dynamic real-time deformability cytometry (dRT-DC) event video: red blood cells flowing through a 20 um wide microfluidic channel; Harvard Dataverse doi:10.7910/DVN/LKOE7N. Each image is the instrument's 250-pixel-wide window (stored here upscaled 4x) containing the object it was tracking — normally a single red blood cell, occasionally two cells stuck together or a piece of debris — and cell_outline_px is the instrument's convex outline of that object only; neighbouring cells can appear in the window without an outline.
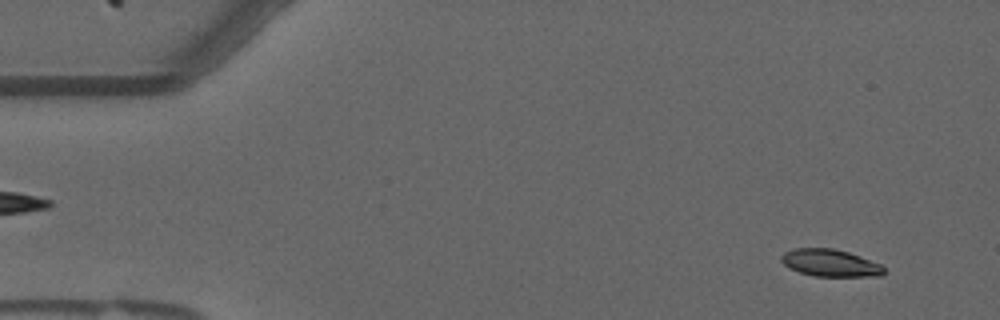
{"species": "common noctule bat (a hibernating species)", "species_latin": "Nyctalus noctula", "temperature_condition": "warm", "stored_images_in_passage": 56, "camera_frame_rate_fps": 3000, "um_per_image_px": 0.085, "animal": {"sex": "male", "forearm_length_mm": 52.5}, "frame": {"image": 1, "passage_image": 4, "time_ms": 1.0, "image_size_px": [1000, 320], "cell_outline_px": [[884, 272], [880, 276], [812, 276], [788, 268], [780, 260], [780, 256], [784, 252], [792, 248], [832, 248], [848, 252], [860, 256], [880, 264], [884, 268]], "centroid_in_image_um": [70.52, 22.34], "position_along_channel_um": 14.5, "area_um2": 16.3}}
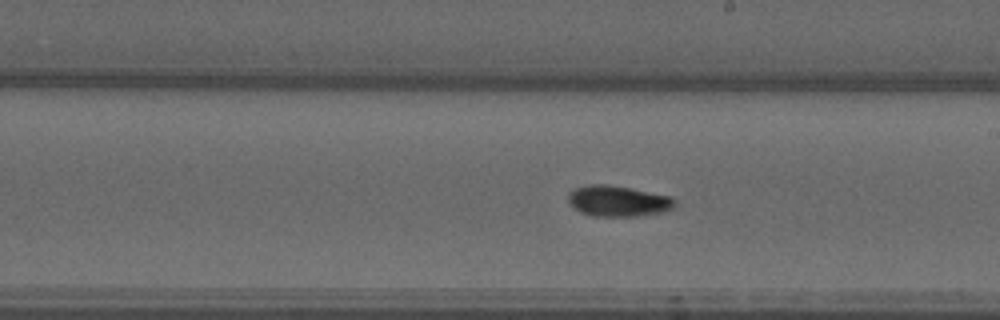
{"frame": {"image": 2, "passage_image": 31, "time_ms": 10.0, "image_size_px": [1000, 320], "cell_outline_px": [[676, 204], [672, 208], [664, 212], [644, 216], [592, 216], [580, 212], [572, 208], [568, 200], [568, 192], [576, 188], [588, 184], [608, 184], [668, 196], [676, 200]], "centroid_in_image_um": [52.5, 17.1], "position_along_channel_um": 236.5, "area_um2": 19.25}}
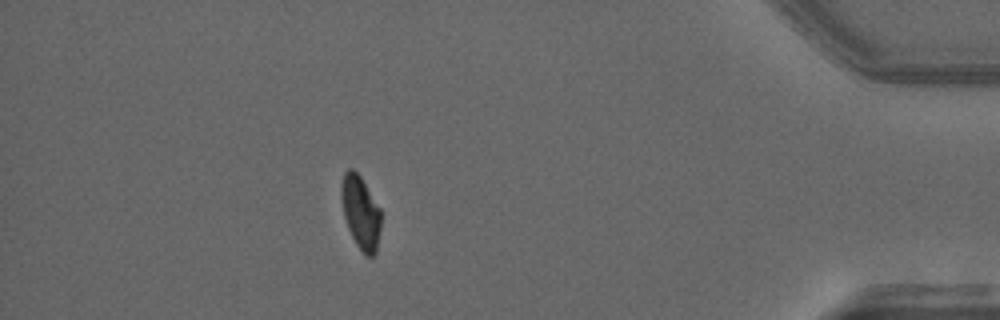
{"frame": {"image": 3, "passage_image": 49, "time_ms": 16.0, "image_size_px": [1000, 320], "cell_outline_px": [[380, 228], [376, 252], [372, 256], [364, 256], [356, 244], [348, 228], [344, 216], [340, 200], [340, 184], [344, 172], [348, 168], [352, 168], [360, 176], [380, 208]], "centroid_in_image_um": [30.62, 18.04], "position_along_channel_um": 404.6, "area_um2": 16.99}, "authors_computed_cell_mechanics": {"area_um2": 17.8313, "velocity_mm_per_s": 3.6609, "shape_relaxation_time_tau1_ms": 7.6886, "shape_relaxation_time_tau2_ms": 6.6464, "deformation_change_tau1": 0.2129, "deformation_change_tau2": 0.0966}}